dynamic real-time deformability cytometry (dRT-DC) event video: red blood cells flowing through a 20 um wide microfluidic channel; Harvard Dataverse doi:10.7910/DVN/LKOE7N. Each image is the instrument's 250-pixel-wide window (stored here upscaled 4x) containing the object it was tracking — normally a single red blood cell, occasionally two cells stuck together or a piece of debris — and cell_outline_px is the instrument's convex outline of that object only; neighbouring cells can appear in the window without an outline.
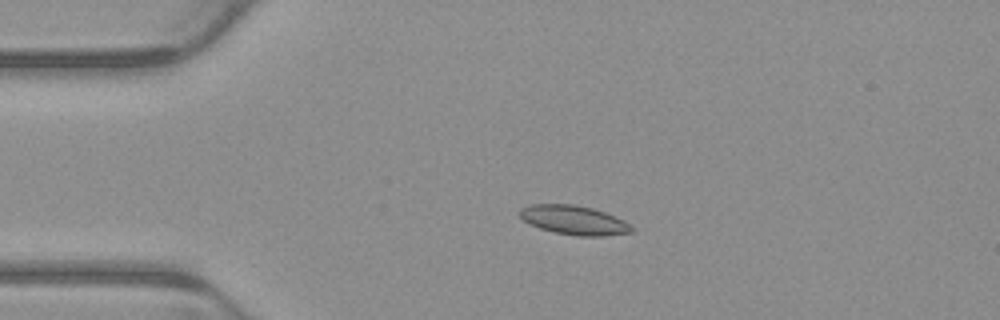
{"species": "common noctule bat (a hibernating species)", "species_latin": "Nyctalus noctula", "temperature_condition": "warm", "stored_images_in_passage": 4, "camera_frame_rate_fps": 3000, "um_per_image_px": 0.085, "animal": {"sex": "male", "body_mass_g": 23.1, "forearm_length_mm": 52.7}, "frame": {"image": 1, "passage_image": 3, "time_ms": 0.667, "image_size_px": [1000, 320], "cell_outline_px": [[636, 232], [604, 236], [576, 236], [556, 232], [540, 228], [524, 220], [520, 216], [520, 208], [532, 204], [576, 204], [592, 208], [616, 216], [632, 224], [636, 228]], "centroid_in_image_um": [48.89, 18.71], "position_along_channel_um": 36.1, "area_um2": 19.19}}